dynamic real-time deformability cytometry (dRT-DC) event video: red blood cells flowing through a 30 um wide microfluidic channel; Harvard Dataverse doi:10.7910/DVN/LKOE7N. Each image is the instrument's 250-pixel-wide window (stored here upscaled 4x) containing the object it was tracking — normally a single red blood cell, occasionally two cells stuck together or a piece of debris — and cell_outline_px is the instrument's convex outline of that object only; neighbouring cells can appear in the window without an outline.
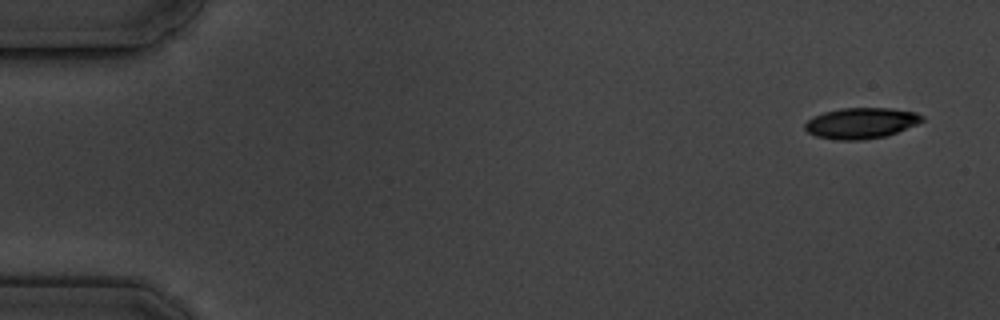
{"species": "common noctule bat (a hibernating species)", "species_latin": "Nyctalus noctula", "temperature_condition": "cold", "stored_images_in_passage": 6, "camera_frame_rate_fps": 3000, "um_per_image_px": 0.085, "animal": {"sex": "male", "body_mass_g": 19.5, "forearm_length_mm": 54.6}, "frame": {"image": 1, "passage_image": 1, "time_ms": 0.0, "image_size_px": [1000, 320], "cell_outline_px": [[924, 120], [916, 124], [896, 132], [884, 136], [864, 140], [836, 140], [816, 136], [808, 132], [804, 128], [804, 124], [812, 116], [824, 112], [840, 108], [892, 108], [916, 112], [924, 116]], "centroid_in_image_um": [73.17, 10.46], "position_along_channel_um": 11.8, "area_um2": 21.1}}
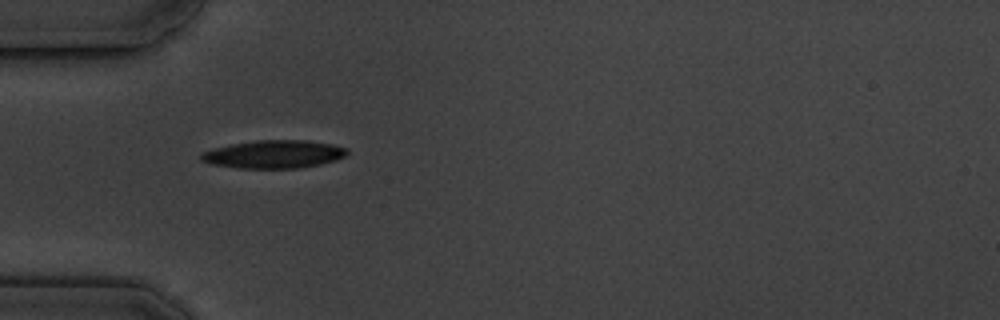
{"frame": {"image": 2, "passage_image": 5, "time_ms": 5.0, "image_size_px": [1000, 320], "cell_outline_px": [[348, 152], [344, 156], [336, 160], [320, 164], [300, 168], [240, 168], [212, 164], [200, 160], [200, 152], [212, 148], [232, 144], [256, 140], [308, 140], [332, 144], [348, 148]], "centroid_in_image_um": [23.27, 13.1], "position_along_channel_um": 61.7, "area_um2": 23.93}}